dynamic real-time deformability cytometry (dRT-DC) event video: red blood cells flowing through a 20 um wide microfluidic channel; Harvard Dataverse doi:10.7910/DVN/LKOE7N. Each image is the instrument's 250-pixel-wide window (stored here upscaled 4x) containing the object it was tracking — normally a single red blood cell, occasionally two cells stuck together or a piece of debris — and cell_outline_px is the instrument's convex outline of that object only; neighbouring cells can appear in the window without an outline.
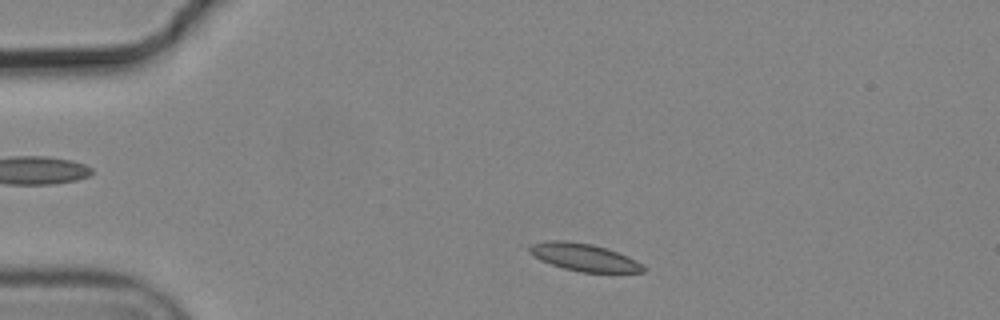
{"species": "common noctule bat (a hibernating species)", "species_latin": "Nyctalus noctula", "temperature_condition": "cold", "stored_images_in_passage": 8, "camera_frame_rate_fps": 3000, "um_per_image_px": 0.085, "animal": {"sex": "male", "body_mass_g": 19.2, "forearm_length_mm": 51.8}, "frame": {"image": 1, "passage_image": 1, "time_ms": 0.0, "image_size_px": [1000, 320], "cell_outline_px": [[648, 268], [644, 272], [580, 272], [564, 268], [540, 260], [528, 252], [528, 248], [532, 244], [548, 240], [568, 240], [592, 244], [628, 256], [644, 264]], "centroid_in_image_um": [49.65, 21.86], "position_along_channel_um": 35.3, "area_um2": 18.26}}
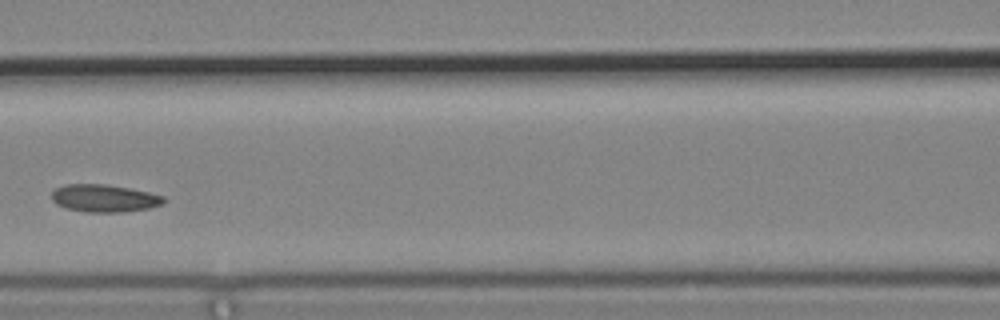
{"frame": {"image": 2, "passage_image": 5, "time_ms": 1.333, "image_size_px": [1000, 320], "cell_outline_px": [[164, 204], [148, 208], [124, 212], [84, 212], [68, 208], [56, 204], [52, 200], [52, 192], [56, 188], [64, 184], [104, 184], [128, 188], [148, 192], [164, 196]], "centroid_in_image_um": [8.85, 16.85], "position_along_channel_um": 157.7, "area_um2": 17.92}}
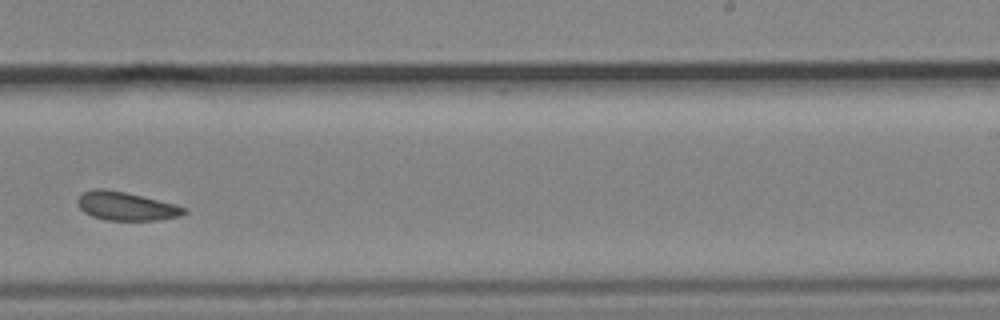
{"frame": {"image": 3, "passage_image": 8, "time_ms": 2.333, "image_size_px": [1000, 320], "cell_outline_px": [[188, 212], [180, 216], [160, 220], [104, 220], [92, 216], [84, 212], [76, 204], [76, 200], [84, 192], [92, 188], [104, 188], [124, 192], [176, 204], [188, 208]], "centroid_in_image_um": [10.73, 17.52], "position_along_channel_um": 278.3, "area_um2": 17.86}}